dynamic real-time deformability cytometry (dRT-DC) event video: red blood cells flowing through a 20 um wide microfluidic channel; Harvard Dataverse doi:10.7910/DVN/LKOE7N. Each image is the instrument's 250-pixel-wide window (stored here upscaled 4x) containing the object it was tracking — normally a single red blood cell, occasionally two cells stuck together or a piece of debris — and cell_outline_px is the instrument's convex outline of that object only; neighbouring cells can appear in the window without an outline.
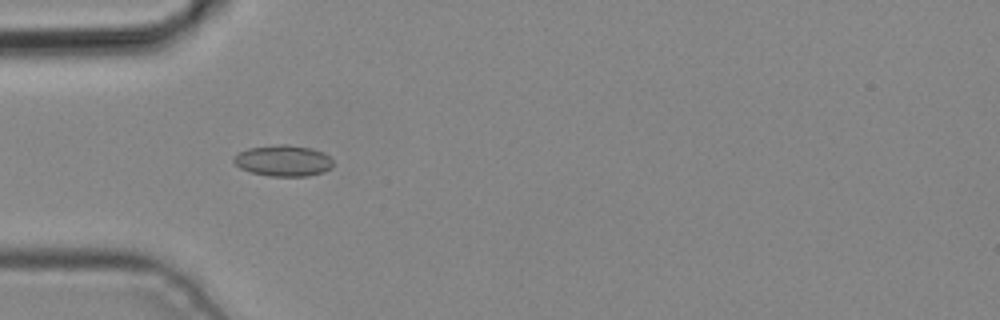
{"species": "common noctule bat (a hibernating species)", "species_latin": "Nyctalus noctula", "temperature_condition": "cold", "stored_images_in_passage": 5, "camera_frame_rate_fps": 3000, "um_per_image_px": 0.085, "animal": {"sex": "male", "body_mass_g": 19.2, "forearm_length_mm": 51.8}, "frame": {"image": 1, "passage_image": 3, "time_ms": 0.667, "image_size_px": [1000, 320], "cell_outline_px": [[332, 168], [324, 172], [308, 176], [268, 176], [252, 172], [240, 168], [232, 160], [232, 156], [248, 148], [280, 144], [288, 144], [312, 148], [324, 152], [332, 160]], "centroid_in_image_um": [24.08, 13.65], "position_along_channel_um": 60.9, "area_um2": 18.15}}
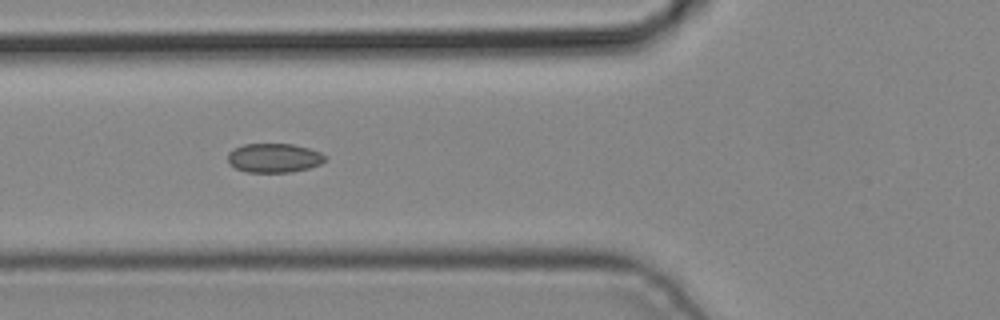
{"frame": {"image": 2, "passage_image": 4, "time_ms": 1.0, "image_size_px": [1000, 320], "cell_outline_px": [[328, 156], [320, 164], [308, 168], [292, 172], [248, 172], [236, 168], [228, 164], [228, 152], [244, 144], [292, 144], [308, 148], [320, 152]], "centroid_in_image_um": [23.29, 13.43], "position_along_channel_um": 102.5, "area_um2": 16.47}}
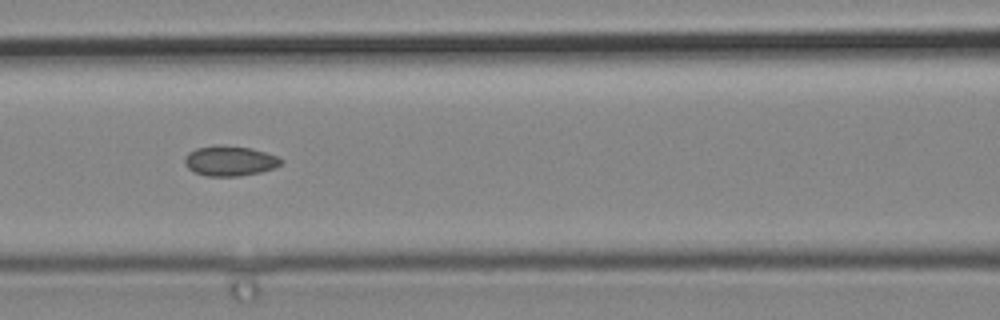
{"frame": {"image": 3, "passage_image": 5, "time_ms": 1.333, "image_size_px": [1000, 320], "cell_outline_px": [[284, 160], [276, 168], [260, 172], [240, 176], [208, 176], [196, 172], [188, 168], [184, 164], [184, 156], [188, 152], [196, 148], [216, 144], [220, 144], [252, 148], [276, 156]], "centroid_in_image_um": [19.52, 13.66], "position_along_channel_um": 147.1, "area_um2": 17.05}}